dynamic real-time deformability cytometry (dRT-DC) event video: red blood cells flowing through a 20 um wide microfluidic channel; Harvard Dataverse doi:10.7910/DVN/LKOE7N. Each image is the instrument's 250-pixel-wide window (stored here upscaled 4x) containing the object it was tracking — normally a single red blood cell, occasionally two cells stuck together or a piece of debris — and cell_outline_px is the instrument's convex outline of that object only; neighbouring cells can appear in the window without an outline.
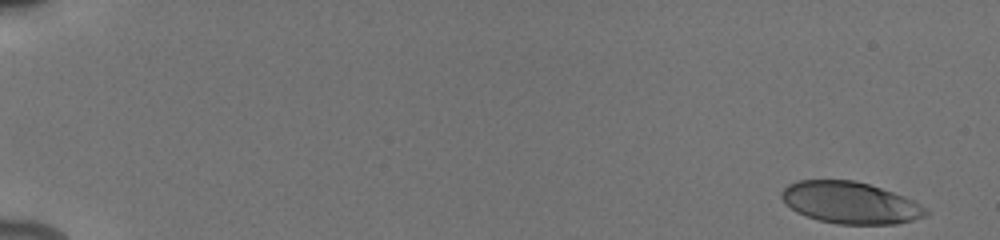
{"species": "human", "species_latin": "Homo sapiens", "temperature_condition": "cold", "stored_images_in_passage": 52, "camera_frame_rate_fps": 3000, "um_per_image_px": 0.085, "donor": {"sex": "male"}, "frame": {"image": 1, "passage_image": 1, "time_ms": 0.0, "image_size_px": [1000, 240], "cell_outline_px": [[928, 212], [924, 216], [912, 220], [896, 224], [836, 224], [820, 220], [796, 212], [780, 196], [780, 192], [788, 184], [800, 180], [856, 180], [904, 196], [928, 208]], "centroid_in_image_um": [72.27, 17.23], "position_along_channel_um": 12.7, "area_um2": 34.85}}
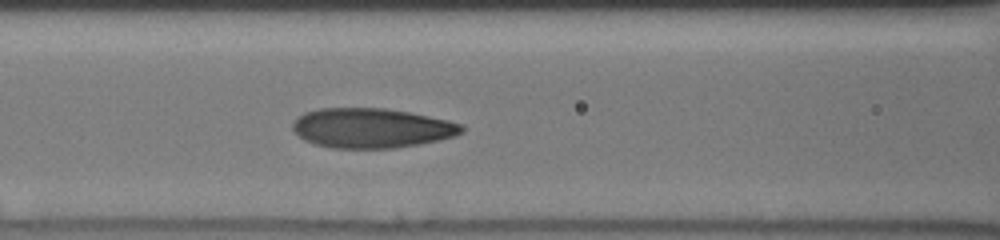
{"frame": {"image": 2, "passage_image": 24, "time_ms": 7.667, "image_size_px": [1000, 240], "cell_outline_px": [[464, 132], [456, 136], [420, 144], [396, 148], [332, 148], [316, 144], [304, 140], [292, 128], [292, 124], [296, 116], [304, 112], [320, 108], [384, 108], [408, 112], [448, 120], [464, 124]], "centroid_in_image_um": [31.59, 10.88], "position_along_channel_um": 135.0, "area_um2": 39.3}}
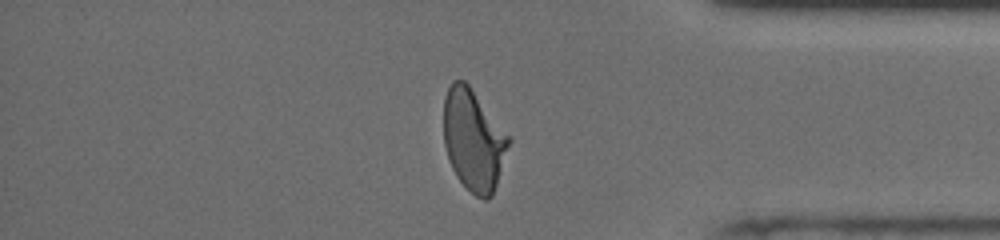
{"frame": {"image": 3, "passage_image": 45, "time_ms": 14.667, "image_size_px": [1000, 240], "cell_outline_px": [[512, 140], [492, 196], [488, 200], [484, 200], [476, 196], [456, 176], [452, 168], [444, 144], [444, 96], [452, 80], [464, 80], [468, 84], [512, 136]], "centroid_in_image_um": [40.28, 11.88], "position_along_channel_um": 394.9, "area_um2": 38.73}, "authors_computed_cell_mechanics": {"area_um2": 38.2347, "velocity_mm_per_s": 3.9122, "shape_relaxation_time_tau1_ms": 4.9969, "shape_relaxation_time_tau2_ms": 0.9737, "deformation_change_tau1": 0.1972, "deformation_change_tau2": 0.0841}}